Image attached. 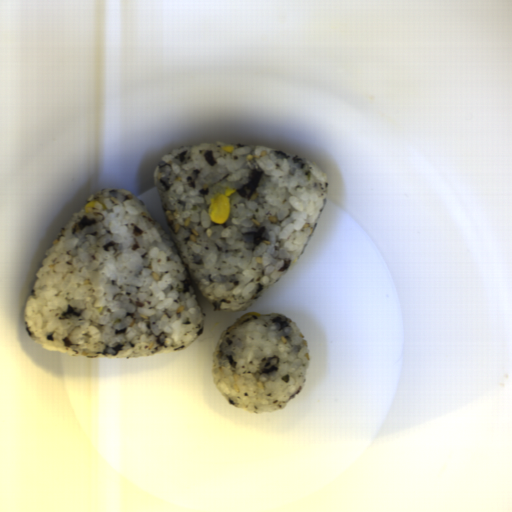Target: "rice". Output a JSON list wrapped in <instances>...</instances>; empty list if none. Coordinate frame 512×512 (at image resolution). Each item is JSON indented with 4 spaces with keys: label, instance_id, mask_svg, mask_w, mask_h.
<instances>
[{
    "label": "rice",
    "instance_id": "rice-2",
    "mask_svg": "<svg viewBox=\"0 0 512 512\" xmlns=\"http://www.w3.org/2000/svg\"><path fill=\"white\" fill-rule=\"evenodd\" d=\"M310 362L307 341L289 318L242 314L218 337L213 385L224 400L250 415L274 412L302 391Z\"/></svg>",
    "mask_w": 512,
    "mask_h": 512
},
{
    "label": "rice",
    "instance_id": "rice-1",
    "mask_svg": "<svg viewBox=\"0 0 512 512\" xmlns=\"http://www.w3.org/2000/svg\"><path fill=\"white\" fill-rule=\"evenodd\" d=\"M153 180L168 233L132 192L106 188L84 205L107 209L83 205L54 238L23 313L43 350L92 359L184 350L204 331L198 294L212 310L245 311L302 256L328 203L317 162L262 146L176 149ZM228 188L230 216L213 224L211 200Z\"/></svg>",
    "mask_w": 512,
    "mask_h": 512
}]
</instances>
